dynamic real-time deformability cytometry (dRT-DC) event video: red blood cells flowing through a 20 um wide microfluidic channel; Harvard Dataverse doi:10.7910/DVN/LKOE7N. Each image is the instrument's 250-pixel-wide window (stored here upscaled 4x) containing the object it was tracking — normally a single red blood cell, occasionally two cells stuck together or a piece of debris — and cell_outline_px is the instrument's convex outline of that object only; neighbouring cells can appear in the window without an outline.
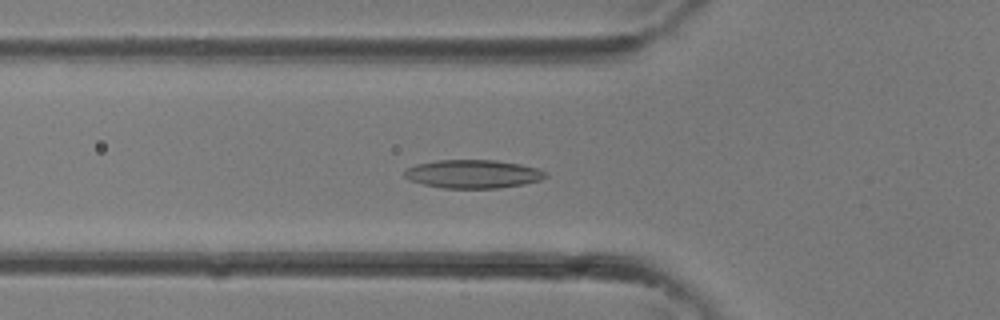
{"species": "common noctule bat (a hibernating species)", "species_latin": "Nyctalus noctula", "temperature_condition": "room temperature", "stored_images_in_passage": 31, "camera_frame_rate_fps": 3000, "um_per_image_px": 0.085, "animal": {"sex": "female"}, "frame": {"image": 1, "passage_image": 8, "time_ms": 2.333, "image_size_px": [1000, 320], "cell_outline_px": [[540, 176], [536, 180], [516, 184], [488, 188], [452, 188], [428, 184], [416, 180], [412, 168], [424, 164], [448, 160], [484, 160], [512, 164], [532, 168], [540, 172]], "centroid_in_image_um": [40.26, 14.79], "position_along_channel_um": 85.5, "area_um2": 20.35}}
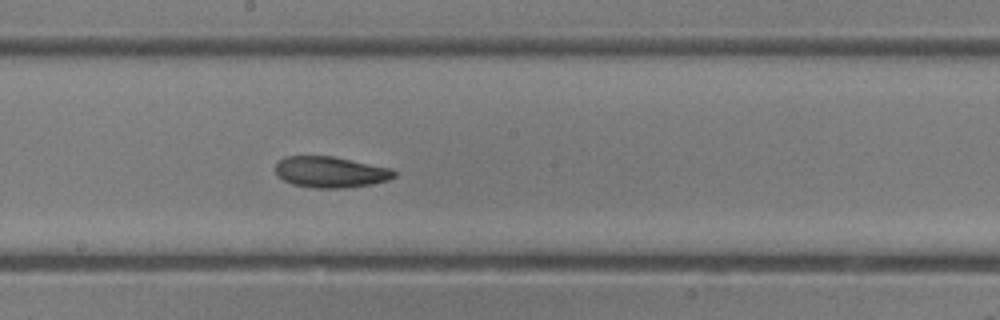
{"frame": {"image": 2, "passage_image": 15, "time_ms": 4.667, "image_size_px": [1000, 320], "cell_outline_px": [[396, 172], [392, 176], [384, 180], [364, 184], [296, 184], [280, 176], [276, 172], [276, 168], [280, 160], [292, 156], [328, 156], [384, 168]], "centroid_in_image_um": [28.0, 14.54], "position_along_channel_um": 220.2, "area_um2": 18.55}}
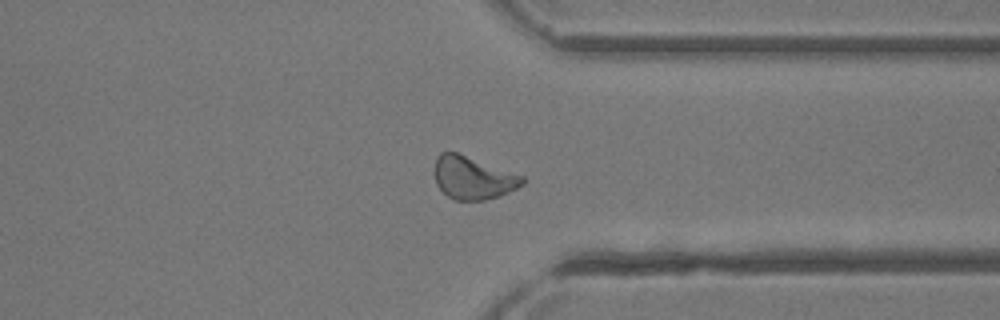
{"frame": {"image": 3, "passage_image": 23, "time_ms": 7.333, "image_size_px": [1000, 320], "cell_outline_px": [[524, 180], [520, 184], [496, 196], [480, 200], [456, 200], [444, 192], [440, 188], [436, 180], [436, 160], [444, 152], [456, 152]], "centroid_in_image_um": [40.06, 15.13], "position_along_channel_um": 371.3, "area_um2": 19.83}}